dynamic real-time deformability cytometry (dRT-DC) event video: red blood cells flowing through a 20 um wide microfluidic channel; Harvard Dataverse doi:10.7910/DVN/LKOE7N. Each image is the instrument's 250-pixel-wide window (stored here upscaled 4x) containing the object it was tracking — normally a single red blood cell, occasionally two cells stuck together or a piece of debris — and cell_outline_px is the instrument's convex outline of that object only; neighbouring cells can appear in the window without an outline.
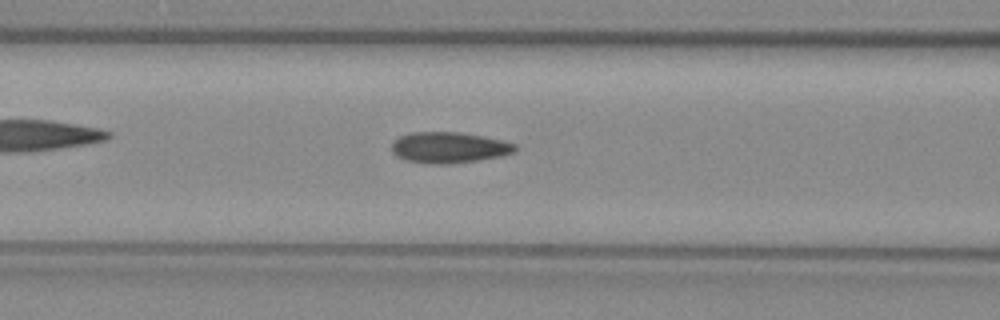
{"species": "common noctule bat (a hibernating species)", "species_latin": "Nyctalus noctula", "temperature_condition": "warm", "stored_images_in_passage": 47, "camera_frame_rate_fps": 3000, "um_per_image_px": 0.085, "animal": {"sex": "female", "body_mass_g": 29.2, "forearm_length_mm": 56.3}, "frame": {"image": 1, "passage_image": 21, "time_ms": 6.667, "image_size_px": [1000, 320], "cell_outline_px": [[516, 152], [500, 156], [476, 160], [448, 164], [428, 164], [404, 160], [396, 156], [392, 152], [392, 144], [400, 136], [412, 132], [460, 132], [484, 136], [516, 144]], "centroid_in_image_um": [38.15, 12.54], "position_along_channel_um": 128.5, "area_um2": 22.25}}